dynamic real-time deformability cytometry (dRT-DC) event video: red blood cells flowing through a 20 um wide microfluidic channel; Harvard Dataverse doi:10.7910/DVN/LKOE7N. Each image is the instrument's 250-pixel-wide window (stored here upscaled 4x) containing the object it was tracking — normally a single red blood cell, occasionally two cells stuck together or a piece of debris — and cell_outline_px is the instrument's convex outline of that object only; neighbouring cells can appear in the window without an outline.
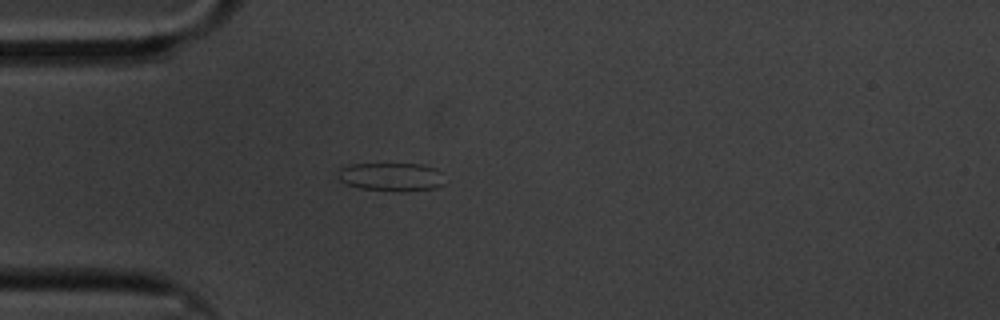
{"species": "common noctule bat (a hibernating species)", "species_latin": "Nyctalus noctula", "temperature_condition": "cold", "stored_images_in_passage": 44, "camera_frame_rate_fps": 3000, "um_per_image_px": 0.085, "animal": {"sex": "male", "body_mass_g": 20.1, "forearm_length_mm": 53.5}, "frame": {"image": 1, "passage_image": 1, "time_ms": 0.0, "image_size_px": [1000, 320], "cell_outline_px": [[444, 184], [436, 188], [400, 192], [360, 188], [348, 184], [340, 180], [336, 176], [336, 172], [340, 168], [352, 164], [420, 164], [436, 168], [440, 172]], "centroid_in_image_um": [33.24, 15.04], "position_along_channel_um": 51.8, "area_um2": 17.74}}
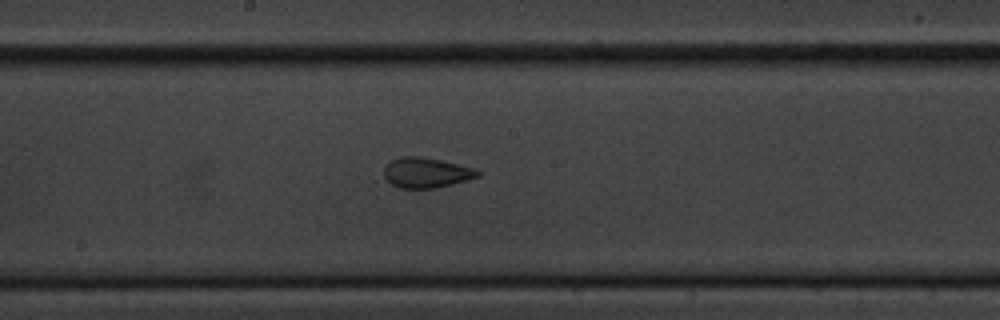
{"frame": {"image": 2, "passage_image": 16, "time_ms": 5.0, "image_size_px": [1000, 320], "cell_outline_px": [[480, 176], [468, 180], [436, 188], [400, 188], [392, 184], [384, 176], [384, 168], [392, 160], [404, 156], [420, 156], [440, 160], [472, 168], [480, 172]], "centroid_in_image_um": [36.23, 14.68], "position_along_channel_um": 212.0, "area_um2": 16.24}}
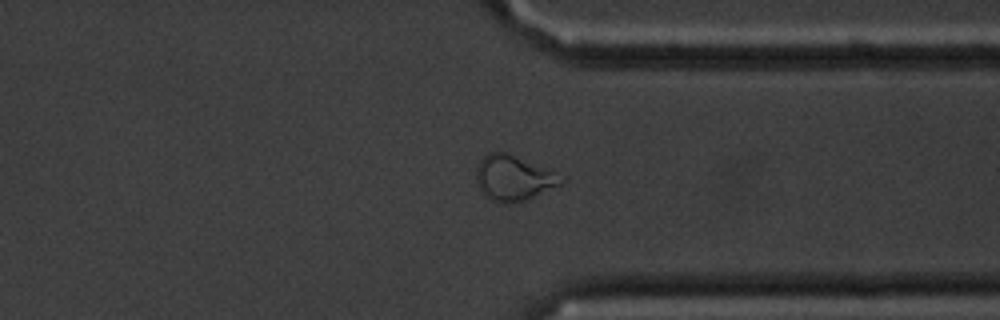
{"frame": {"image": 3, "passage_image": 30, "time_ms": 9.667, "image_size_px": [1000, 320], "cell_outline_px": [[564, 184], [528, 200], [504, 204], [492, 200], [484, 196], [476, 180], [476, 168], [480, 160], [488, 152], [504, 152], [552, 172], [564, 180]], "centroid_in_image_um": [43.61, 15.18], "position_along_channel_um": 367.8, "area_um2": 22.02}, "authors_computed_cell_mechanics": {"area_um2": 17.1377, "velocity_mm_per_s": 3.367, "shape_relaxation_time_tau1_ms": null, "shape_relaxation_time_tau2_ms": 1.3124, "deformation_change_tau1": null, "deformation_change_tau2": 0.0664}}